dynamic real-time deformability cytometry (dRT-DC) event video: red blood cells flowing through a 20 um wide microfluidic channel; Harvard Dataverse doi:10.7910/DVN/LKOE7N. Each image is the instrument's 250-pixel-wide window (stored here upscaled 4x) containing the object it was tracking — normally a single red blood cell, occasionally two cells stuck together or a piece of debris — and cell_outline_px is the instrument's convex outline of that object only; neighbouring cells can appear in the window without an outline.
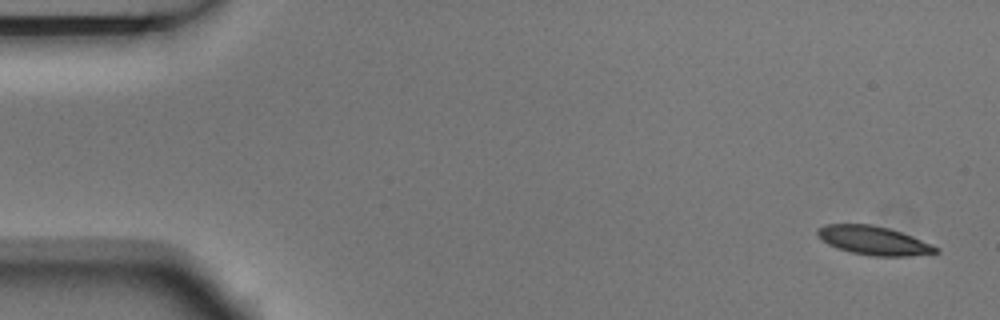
{"species": "Egyptian fruit bat (a non-hibernating species)", "species_latin": "Rousettus aegyptiacus", "temperature_condition": "room temperature", "stored_images_in_passage": 5, "camera_frame_rate_fps": 3000, "um_per_image_px": 0.085, "animal": {"sex": "male"}, "frame": {"image": 1, "passage_image": 1, "time_ms": 0.0, "image_size_px": [1000, 320], "cell_outline_px": [[940, 252], [908, 256], [872, 256], [852, 252], [836, 248], [828, 244], [816, 232], [816, 228], [824, 224], [872, 224], [888, 228], [912, 236], [940, 248]], "centroid_in_image_um": [74.26, 20.44], "position_along_channel_um": 10.7, "area_um2": 19.71}}
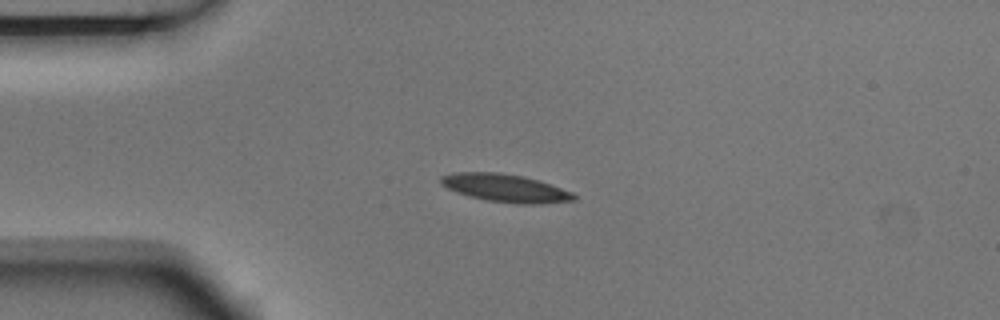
{"frame": {"image": 2, "passage_image": 4, "time_ms": 1.0, "image_size_px": [1000, 320], "cell_outline_px": [[576, 200], [540, 204], [516, 204], [488, 200], [468, 196], [456, 192], [440, 184], [440, 176], [452, 172], [500, 172], [524, 176], [540, 180], [572, 192], [576, 196]], "centroid_in_image_um": [42.95, 15.98], "position_along_channel_um": 42.0, "area_um2": 21.85}}